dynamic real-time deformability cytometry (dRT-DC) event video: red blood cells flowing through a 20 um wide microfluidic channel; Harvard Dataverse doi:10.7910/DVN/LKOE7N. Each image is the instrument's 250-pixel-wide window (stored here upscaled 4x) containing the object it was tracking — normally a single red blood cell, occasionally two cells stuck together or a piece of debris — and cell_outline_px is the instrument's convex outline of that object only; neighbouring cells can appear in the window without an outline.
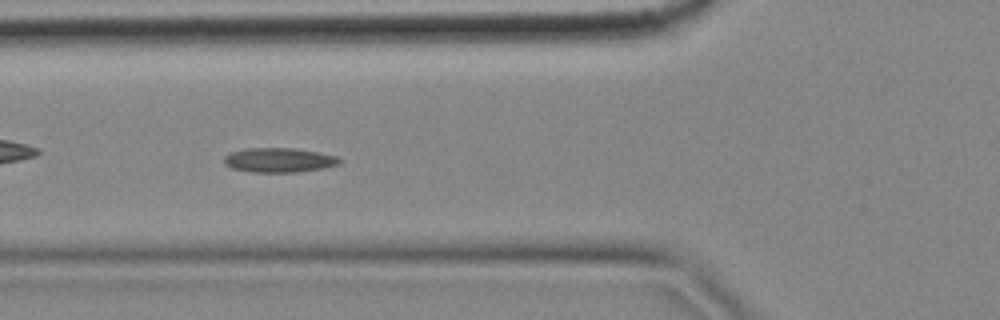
{"species": "common noctule bat (a hibernating species)", "species_latin": "Nyctalus noctula", "temperature_condition": "cold", "stored_images_in_passage": 11, "camera_frame_rate_fps": 3000, "um_per_image_px": 0.085, "animal": {"sex": "female", "body_mass_g": 18.4}, "frame": {"image": 1, "passage_image": 4, "time_ms": 1.0, "image_size_px": [1000, 320], "cell_outline_px": [[340, 164], [324, 168], [296, 172], [252, 172], [232, 168], [224, 164], [224, 156], [232, 152], [248, 148], [296, 148], [336, 156], [340, 160]], "centroid_in_image_um": [23.7, 13.61], "position_along_channel_um": 102.1, "area_um2": 16.36}}
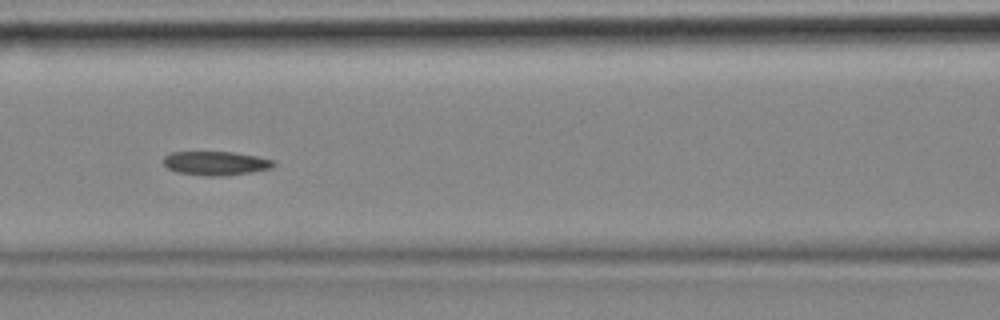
{"frame": {"image": 2, "passage_image": 5, "time_ms": 1.333, "image_size_px": [1000, 320], "cell_outline_px": [[276, 164], [272, 168], [252, 172], [224, 176], [208, 176], [176, 172], [168, 168], [164, 164], [164, 156], [172, 152], [232, 152], [256, 156], [276, 160]], "centroid_in_image_um": [18.38, 13.88], "position_along_channel_um": 148.2, "area_um2": 15.43}}
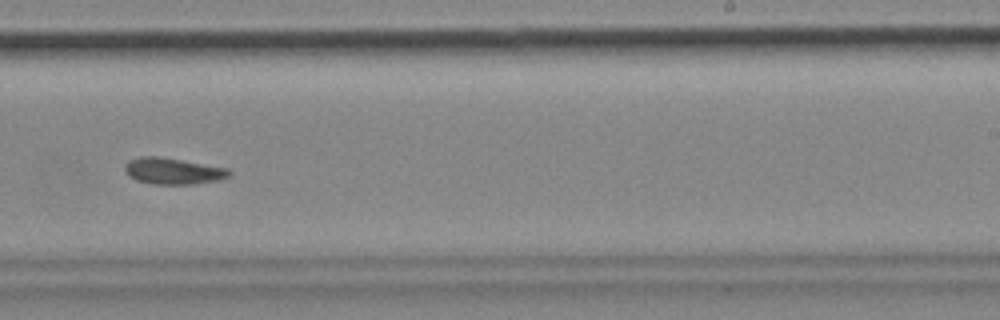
{"frame": {"image": 3, "passage_image": 8, "time_ms": 2.333, "image_size_px": [1000, 320], "cell_outline_px": [[232, 172], [228, 176], [220, 180], [192, 184], [152, 184], [136, 180], [128, 176], [124, 172], [124, 164], [128, 160], [140, 156], [156, 156], [228, 168]], "centroid_in_image_um": [14.65, 14.54], "position_along_channel_um": 274.3, "area_um2": 16.07}}